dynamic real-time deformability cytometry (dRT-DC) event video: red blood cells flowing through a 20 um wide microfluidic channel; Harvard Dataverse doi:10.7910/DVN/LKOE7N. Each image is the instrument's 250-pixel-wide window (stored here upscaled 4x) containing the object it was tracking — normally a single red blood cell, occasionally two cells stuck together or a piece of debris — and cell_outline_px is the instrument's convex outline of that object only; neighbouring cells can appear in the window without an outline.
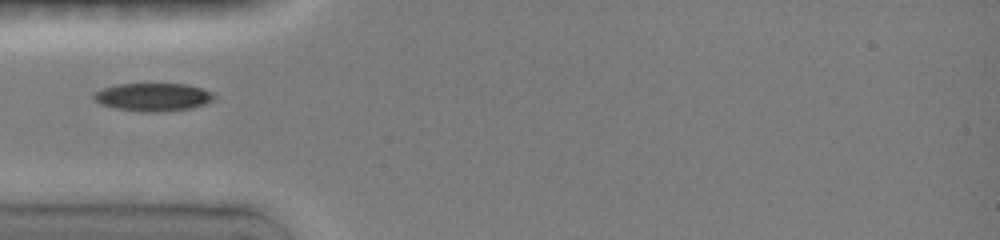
{"species": "common noctule bat (a hibernating species)", "species_latin": "Nyctalus noctula", "temperature_condition": "room temperature", "stored_images_in_passage": 45, "camera_frame_rate_fps": 3000, "um_per_image_px": 0.085, "animal": {"sex": "female", "body_mass_g": 19.0, "forearm_length_mm": 51.5}, "frame": {"image": 1, "passage_image": 1, "time_ms": 0.0, "image_size_px": [1000, 240], "cell_outline_px": [[216, 96], [212, 100], [204, 104], [192, 108], [168, 112], [140, 112], [116, 108], [100, 104], [92, 96], [96, 92], [104, 88], [116, 84], [184, 84], [200, 88]], "centroid_in_image_um": [12.99, 8.26], "position_along_channel_um": 72.0, "area_um2": 19.54}}
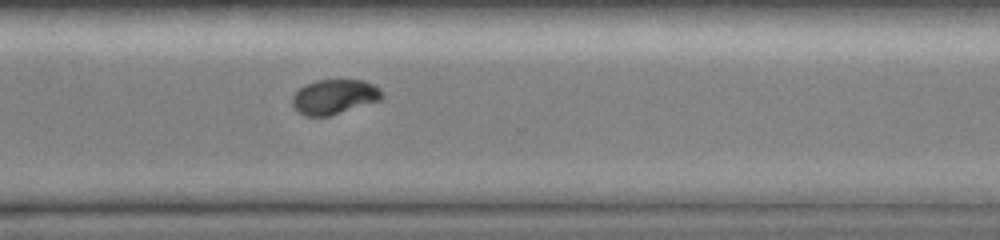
{"frame": {"image": 2, "passage_image": 28, "time_ms": 6.667, "image_size_px": [1000, 240], "cell_outline_px": [[384, 96], [380, 100], [328, 116], [308, 116], [300, 112], [292, 104], [292, 96], [304, 84], [316, 80], [364, 80], [380, 88]], "centroid_in_image_um": [28.42, 8.21], "position_along_channel_um": 342.2, "area_um2": 17.98}}
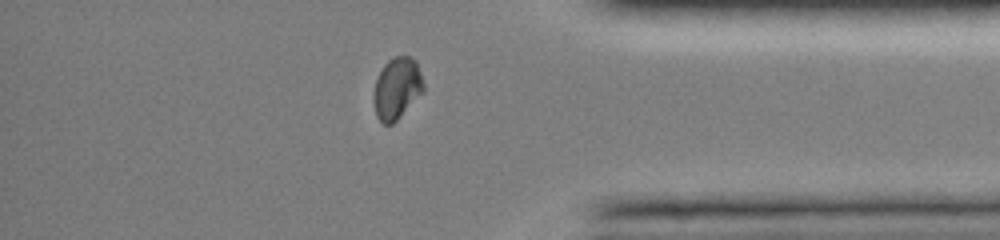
{"frame": {"image": 3, "passage_image": 35, "time_ms": 8.333, "image_size_px": [1000, 240], "cell_outline_px": [[424, 92], [392, 124], [384, 124], [376, 116], [372, 100], [372, 96], [376, 80], [384, 64], [388, 60], [396, 56], [408, 56], [416, 60], [424, 84]], "centroid_in_image_um": [33.73, 7.51], "position_along_channel_um": 401.5, "area_um2": 17.98}}